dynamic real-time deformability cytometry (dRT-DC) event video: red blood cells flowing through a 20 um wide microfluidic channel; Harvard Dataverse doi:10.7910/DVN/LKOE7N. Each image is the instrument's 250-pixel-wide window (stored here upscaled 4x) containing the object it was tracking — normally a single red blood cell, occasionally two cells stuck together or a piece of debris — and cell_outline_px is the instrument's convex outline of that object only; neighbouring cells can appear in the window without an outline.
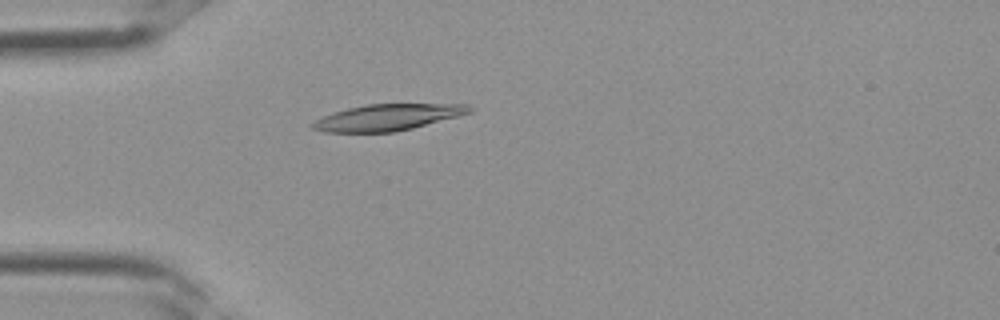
{"species": "Egyptian fruit bat (a non-hibernating species)", "species_latin": "Rousettus aegyptiacus", "temperature_condition": "room temperature", "stored_images_in_passage": 13, "camera_frame_rate_fps": 3000, "um_per_image_px": 0.085, "frame": {"image": 1, "passage_image": 10, "time_ms": 3.0, "image_size_px": [1000, 320], "cell_outline_px": [[472, 112], [412, 128], [396, 132], [324, 132], [312, 128], [308, 124], [332, 112], [348, 108], [368, 104], [468, 104], [472, 108]], "centroid_in_image_um": [32.91, 9.97], "position_along_channel_um": 52.1, "area_um2": 23.93}}
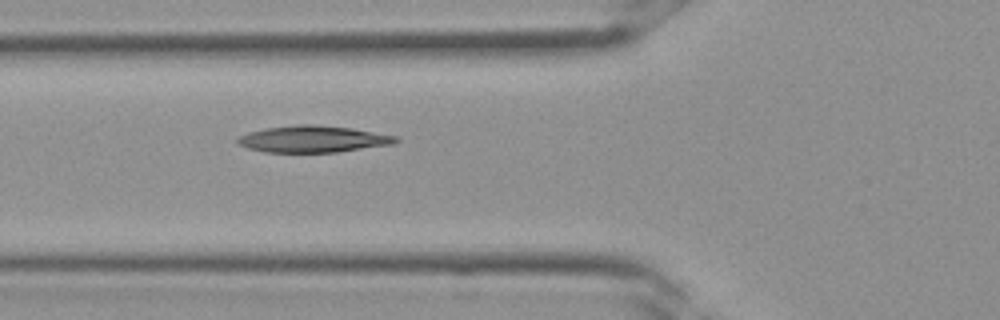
{"frame": {"image": 2, "passage_image": 13, "time_ms": 4.0, "image_size_px": [1000, 320], "cell_outline_px": [[400, 140], [392, 144], [336, 152], [264, 152], [248, 148], [236, 144], [236, 140], [240, 136], [248, 132], [268, 128], [296, 124], [312, 124], [352, 128], [400, 136]], "centroid_in_image_um": [26.62, 11.81], "position_along_channel_um": 99.2, "area_um2": 24.62}}